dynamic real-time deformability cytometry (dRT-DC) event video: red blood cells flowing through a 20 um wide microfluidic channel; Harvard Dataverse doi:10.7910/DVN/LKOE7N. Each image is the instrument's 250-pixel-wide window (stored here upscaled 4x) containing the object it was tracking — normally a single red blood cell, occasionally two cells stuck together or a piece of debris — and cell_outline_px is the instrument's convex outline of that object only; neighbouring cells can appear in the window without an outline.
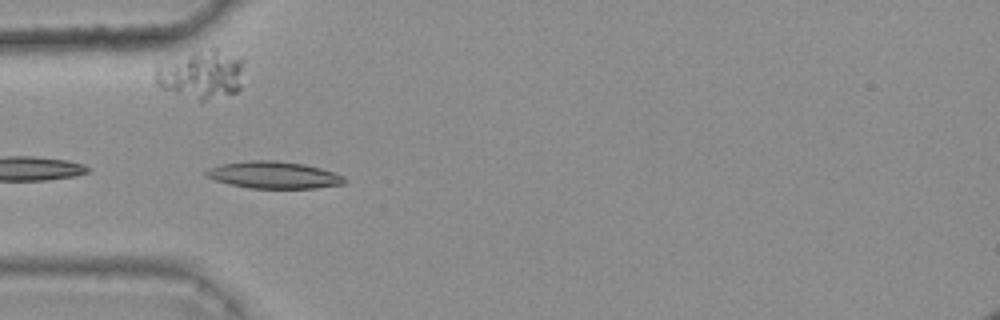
{"species": "common noctule bat (a hibernating species)", "species_latin": "Nyctalus noctula", "temperature_condition": "warm", "stored_images_in_passage": 30, "camera_frame_rate_fps": 3000, "um_per_image_px": 0.085, "animal": {"sex": "female", "body_mass_g": 25.1}, "frame": {"image": 1, "passage_image": 1, "time_ms": 0.0, "image_size_px": [1000, 320], "cell_outline_px": [[344, 184], [316, 188], [248, 188], [228, 184], [212, 180], [204, 176], [204, 172], [208, 168], [220, 164], [252, 160], [276, 160], [304, 164], [320, 168], [344, 176]], "centroid_in_image_um": [23.2, 14.87], "position_along_channel_um": 61.8, "area_um2": 21.91}}
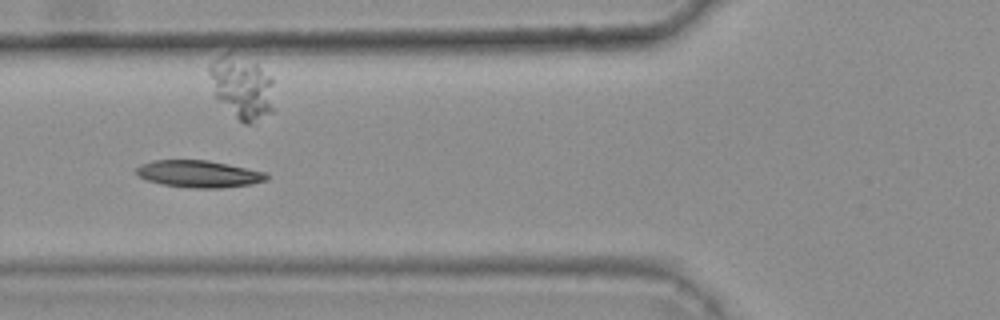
{"frame": {"image": 2, "passage_image": 5, "time_ms": 1.333, "image_size_px": [1000, 320], "cell_outline_px": [[268, 176], [264, 180], [252, 184], [220, 188], [192, 188], [164, 184], [148, 180], [140, 176], [136, 172], [136, 168], [140, 164], [152, 160], [208, 160], [228, 164], [264, 172]], "centroid_in_image_um": [16.87, 14.77], "position_along_channel_um": 108.9, "area_um2": 20.23}, "authors_computed_cell_mechanics": {"area_um2": 15.9817, "velocity_mm_per_s": 3.694, "shape_relaxation_time_tau1_ms": 6.6018, "shape_relaxation_time_tau2_ms": null, "deformation_change_tau1": 0.1733, "deformation_change_tau2": null}}